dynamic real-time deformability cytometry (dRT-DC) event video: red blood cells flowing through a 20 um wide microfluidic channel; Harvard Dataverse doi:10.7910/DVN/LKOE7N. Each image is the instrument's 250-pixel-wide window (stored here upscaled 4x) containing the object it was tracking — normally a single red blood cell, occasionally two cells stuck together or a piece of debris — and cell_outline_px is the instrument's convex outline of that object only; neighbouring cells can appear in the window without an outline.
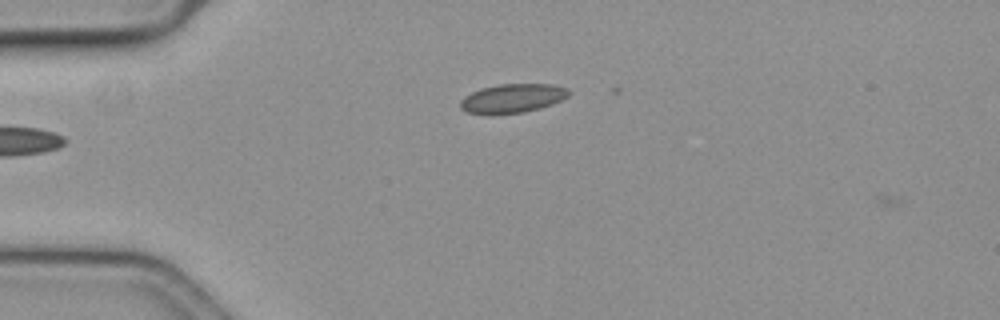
{"species": "common noctule bat (a hibernating species)", "species_latin": "Nyctalus noctula", "temperature_condition": "cold", "stored_images_in_passage": 2, "camera_frame_rate_fps": 3000, "um_per_image_px": 0.085, "animal": {"sex": "female", "body_mass_g": 19.3, "forearm_length_mm": 54.1}, "frame": {"image": 1, "passage_image": 1, "time_ms": 0.0, "image_size_px": [1000, 320], "cell_outline_px": [[572, 92], [568, 96], [552, 104], [540, 108], [524, 112], [464, 112], [460, 108], [460, 100], [464, 96], [480, 88], [500, 84], [552, 84], [568, 88]], "centroid_in_image_um": [43.6, 8.32], "position_along_channel_um": 41.4, "area_um2": 17.92}}